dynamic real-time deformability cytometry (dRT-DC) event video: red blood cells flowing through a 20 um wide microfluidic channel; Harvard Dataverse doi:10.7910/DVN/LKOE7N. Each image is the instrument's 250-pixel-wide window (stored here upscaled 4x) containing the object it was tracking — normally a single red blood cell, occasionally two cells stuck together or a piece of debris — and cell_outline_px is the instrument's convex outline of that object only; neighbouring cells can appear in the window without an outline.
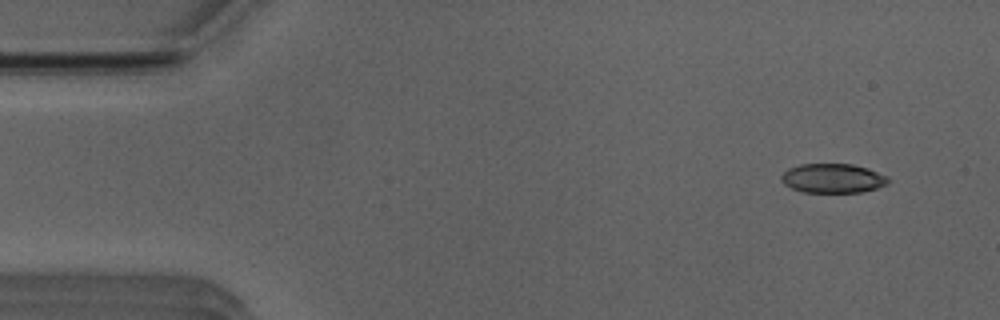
{"species": "Egyptian fruit bat (a non-hibernating species)", "species_latin": "Rousettus aegyptiacus", "temperature_condition": "room temperature", "stored_images_in_passage": 48, "camera_frame_rate_fps": 3000, "um_per_image_px": 0.085, "animal": {"sex": "male"}, "frame": {"image": 1, "passage_image": 1, "time_ms": 0.0, "image_size_px": [1000, 320], "cell_outline_px": [[888, 184], [876, 188], [860, 192], [804, 192], [792, 188], [784, 184], [780, 180], [780, 176], [788, 168], [800, 164], [852, 164], [868, 168], [888, 176]], "centroid_in_image_um": [70.77, 15.15], "position_along_channel_um": 14.2, "area_um2": 18.26}}
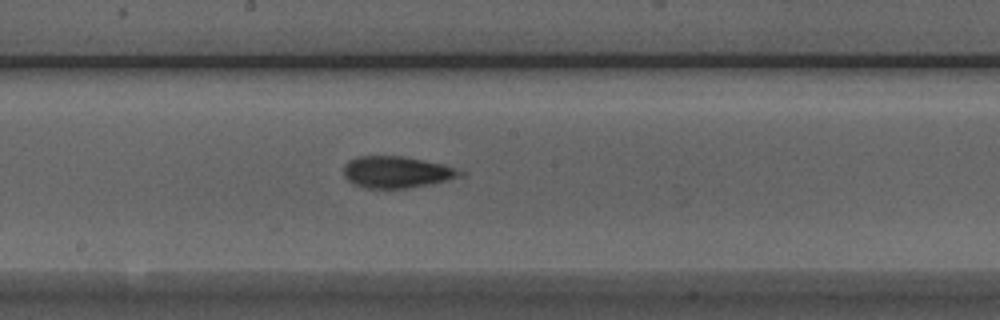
{"frame": {"image": 2, "passage_image": 24, "time_ms": 7.667, "image_size_px": [1000, 320], "cell_outline_px": [[468, 176], [428, 184], [404, 188], [364, 188], [352, 184], [344, 176], [344, 164], [348, 160], [356, 156], [400, 156], [444, 164], [468, 172]], "centroid_in_image_um": [33.75, 14.62], "position_along_channel_um": 214.4, "area_um2": 21.73}}
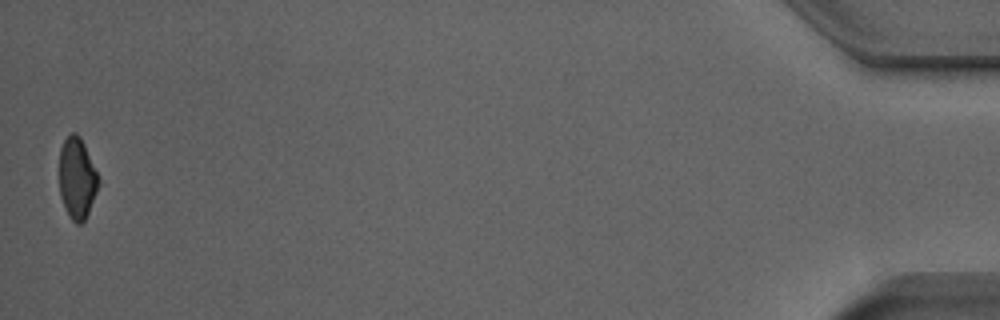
{"frame": {"image": 3, "passage_image": 48, "time_ms": 15.667, "image_size_px": [1000, 320], "cell_outline_px": [[100, 184], [88, 212], [84, 220], [80, 224], [76, 224], [68, 216], [64, 208], [60, 196], [60, 148], [64, 140], [72, 132], [76, 132], [80, 136], [84, 144], [100, 180]], "centroid_in_image_um": [6.55, 15.17], "position_along_channel_um": 428.7, "area_um2": 18.5}, "authors_computed_cell_mechanics": {"area_um2": 20.3167, "velocity_mm_per_s": 3.9474, "shape_relaxation_time_tau1_ms": null, "shape_relaxation_time_tau2_ms": 1.4096, "deformation_change_tau1": null, "deformation_change_tau2": 0.0969}}